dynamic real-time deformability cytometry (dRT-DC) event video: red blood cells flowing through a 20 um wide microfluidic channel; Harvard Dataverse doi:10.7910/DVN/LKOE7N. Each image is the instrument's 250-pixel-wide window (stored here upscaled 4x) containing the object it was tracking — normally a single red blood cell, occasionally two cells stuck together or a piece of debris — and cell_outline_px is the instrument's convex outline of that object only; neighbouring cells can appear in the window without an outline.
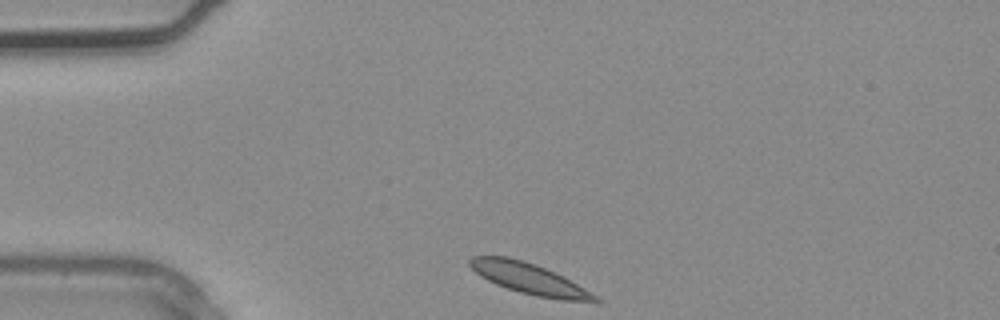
{"species": "common noctule bat (a hibernating species)", "species_latin": "Nyctalus noctula", "temperature_condition": "warm", "stored_images_in_passage": 1, "camera_frame_rate_fps": 3000, "um_per_image_px": 0.085, "animal": {"sex": "male", "body_mass_g": 20.4}, "frame": {"image": 1, "passage_image": 1, "time_ms": 0.0, "image_size_px": [1000, 320], "cell_outline_px": [[600, 304], [596, 304], [560, 300], [536, 296], [520, 292], [496, 284], [480, 276], [468, 264], [468, 260], [472, 256], [508, 256], [524, 260], [536, 264], [564, 276], [584, 288], [596, 296], [600, 300]], "centroid_in_image_um": [45.05, 23.71], "position_along_channel_um": 40.0, "area_um2": 22.83}}